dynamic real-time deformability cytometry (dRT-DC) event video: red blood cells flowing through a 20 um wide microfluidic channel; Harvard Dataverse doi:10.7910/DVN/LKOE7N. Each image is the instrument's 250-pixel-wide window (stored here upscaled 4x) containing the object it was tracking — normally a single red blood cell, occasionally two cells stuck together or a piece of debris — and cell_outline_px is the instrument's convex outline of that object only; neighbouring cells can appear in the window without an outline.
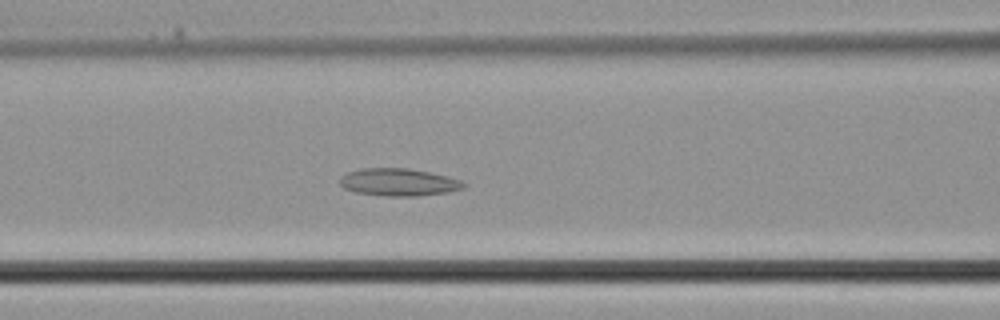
{"species": "common noctule bat (a hibernating species)", "species_latin": "Nyctalus noctula", "temperature_condition": "cold", "stored_images_in_passage": 30, "camera_frame_rate_fps": 3000, "um_per_image_px": 0.085, "animal": {"sex": "male", "body_mass_g": 21.5, "forearm_length_mm": 52.0}, "frame": {"image": 1, "passage_image": 8, "time_ms": 2.333, "image_size_px": [1000, 320], "cell_outline_px": [[468, 184], [464, 188], [448, 192], [416, 196], [384, 196], [356, 192], [344, 188], [340, 184], [340, 176], [348, 172], [364, 168], [408, 168], [448, 176], [460, 180]], "centroid_in_image_um": [33.9, 15.49], "position_along_channel_um": 132.7, "area_um2": 19.83}}
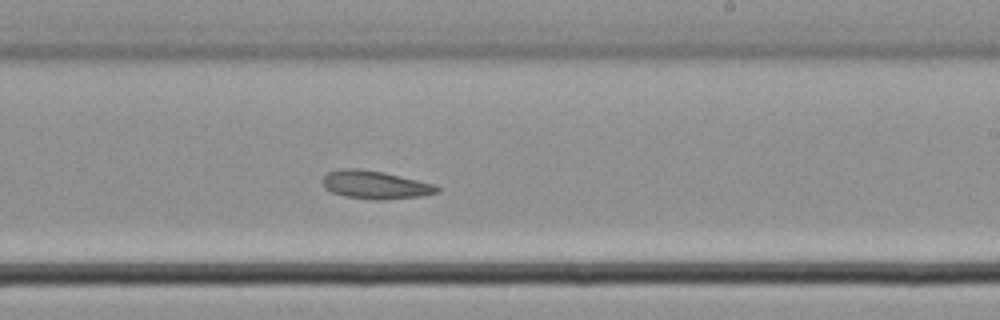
{"frame": {"image": 2, "passage_image": 15, "time_ms": 4.667, "image_size_px": [1000, 320], "cell_outline_px": [[440, 192], [424, 196], [384, 200], [376, 200], [344, 196], [332, 192], [324, 188], [324, 176], [328, 172], [340, 168], [360, 168], [384, 172], [436, 184], [440, 188]], "centroid_in_image_um": [31.94, 15.71], "position_along_channel_um": 257.1, "area_um2": 19.02}}
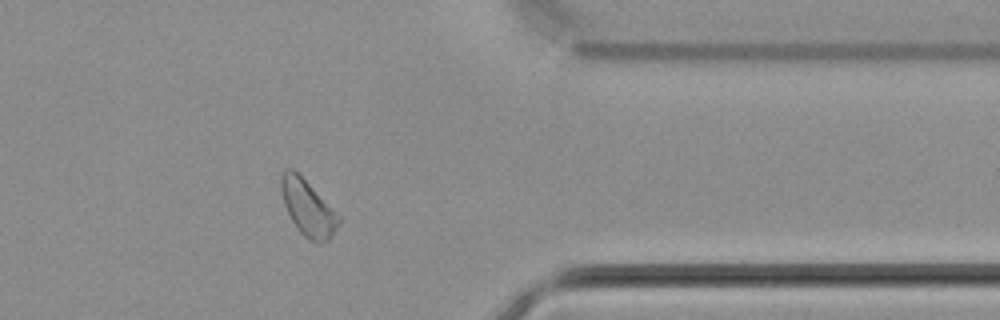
{"frame": {"image": 3, "passage_image": 23, "time_ms": 7.333, "image_size_px": [1000, 320], "cell_outline_px": [[340, 224], [332, 236], [328, 240], [320, 244], [308, 240], [296, 228], [284, 204], [280, 188], [280, 176], [288, 168], [292, 168], [340, 216]], "centroid_in_image_um": [26.17, 17.72], "position_along_channel_um": 385.2, "area_um2": 18.44}}